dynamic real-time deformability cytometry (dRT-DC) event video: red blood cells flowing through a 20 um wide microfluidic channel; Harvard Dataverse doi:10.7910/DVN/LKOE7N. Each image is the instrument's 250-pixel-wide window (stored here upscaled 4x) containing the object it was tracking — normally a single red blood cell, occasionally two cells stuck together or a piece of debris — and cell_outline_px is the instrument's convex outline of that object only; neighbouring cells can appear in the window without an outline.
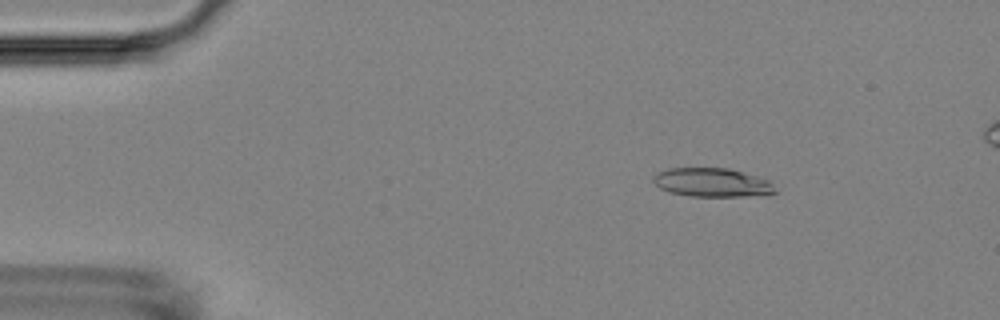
{"species": "Egyptian fruit bat (a non-hibernating species)", "species_latin": "Rousettus aegyptiacus", "temperature_condition": "room temperature", "stored_images_in_passage": 5, "camera_frame_rate_fps": 3000, "um_per_image_px": 0.085, "animal": {"sex": "female"}, "frame": {"image": 1, "passage_image": 3, "time_ms": 2.333, "image_size_px": [1000, 320], "cell_outline_px": [[776, 192], [740, 196], [692, 196], [672, 192], [660, 188], [652, 180], [652, 176], [668, 168], [728, 168], [768, 180]], "centroid_in_image_um": [60.45, 15.5], "position_along_channel_um": 24.5, "area_um2": 19.83}}